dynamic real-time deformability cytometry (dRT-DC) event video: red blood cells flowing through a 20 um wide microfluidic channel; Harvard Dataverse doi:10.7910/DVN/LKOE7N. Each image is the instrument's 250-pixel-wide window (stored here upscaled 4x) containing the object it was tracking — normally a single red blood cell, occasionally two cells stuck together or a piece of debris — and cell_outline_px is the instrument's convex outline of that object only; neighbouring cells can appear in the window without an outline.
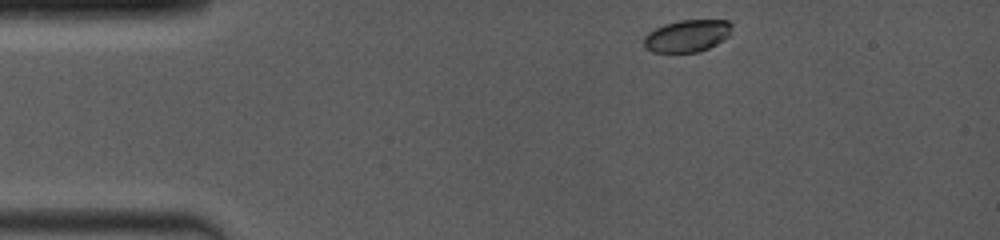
{"species": "common noctule bat (a hibernating species)", "species_latin": "Nyctalus noctula", "temperature_condition": "room temperature", "stored_images_in_passage": 12, "camera_frame_rate_fps": 4000, "um_per_image_px": 0.085, "animal": {"sex": "female", "body_mass_g": 19.0, "forearm_length_mm": 53.3}, "frame": {"image": 1, "passage_image": 1, "time_ms": 0.0, "image_size_px": [1000, 240], "cell_outline_px": [[732, 24], [728, 36], [716, 44], [708, 48], [696, 52], [652, 52], [644, 44], [644, 36], [648, 32], [664, 24], [680, 20], [728, 20]], "centroid_in_image_um": [58.4, 3.04], "position_along_channel_um": 26.6, "area_um2": 16.3}}